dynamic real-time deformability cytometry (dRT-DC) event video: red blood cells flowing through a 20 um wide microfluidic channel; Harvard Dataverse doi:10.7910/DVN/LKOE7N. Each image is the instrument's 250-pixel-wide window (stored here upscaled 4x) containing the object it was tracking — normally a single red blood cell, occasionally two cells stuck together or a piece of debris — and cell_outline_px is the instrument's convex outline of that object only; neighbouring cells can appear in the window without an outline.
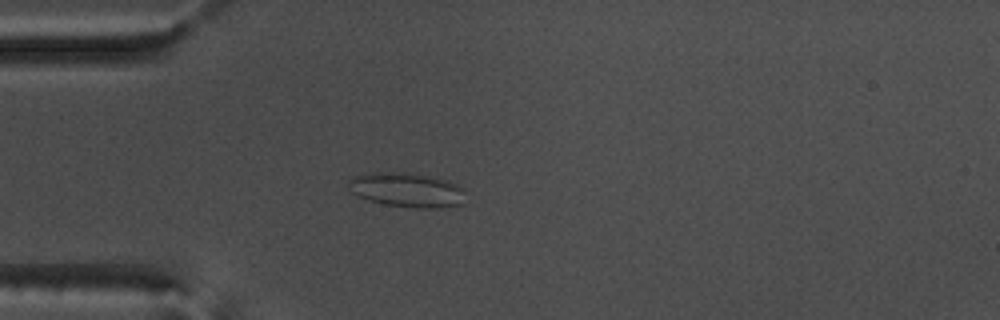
{"species": "common noctule bat (a hibernating species)", "species_latin": "Nyctalus noctula", "temperature_condition": "warm", "stored_images_in_passage": 56, "camera_frame_rate_fps": 3000, "um_per_image_px": 0.085, "animal": {"sex": "male", "body_mass_g": 17.5, "forearm_length_mm": 52.3}, "frame": {"image": 1, "passage_image": 16, "time_ms": 5.0, "image_size_px": [1000, 320], "cell_outline_px": [[464, 204], [440, 208], [412, 208], [384, 204], [368, 200], [356, 196], [348, 188], [348, 180], [356, 176], [372, 172], [392, 172], [428, 176], [448, 180], [456, 184], [464, 192]], "centroid_in_image_um": [34.57, 16.16], "position_along_channel_um": 50.4, "area_um2": 23.47}}
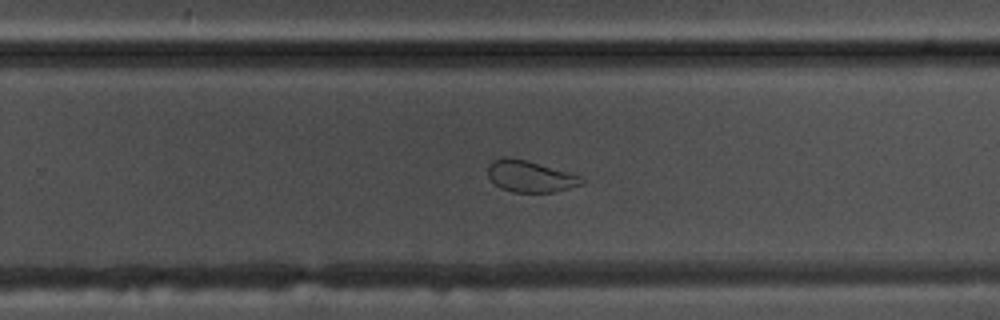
{"frame": {"image": 2, "passage_image": 36, "time_ms": 11.667, "image_size_px": [1000, 320], "cell_outline_px": [[588, 180], [584, 184], [552, 192], [512, 192], [500, 188], [488, 176], [488, 164], [492, 160], [500, 156], [512, 156], [528, 160], [580, 176]], "centroid_in_image_um": [45.04, 14.96], "position_along_channel_um": 284.8, "area_um2": 17.46}}
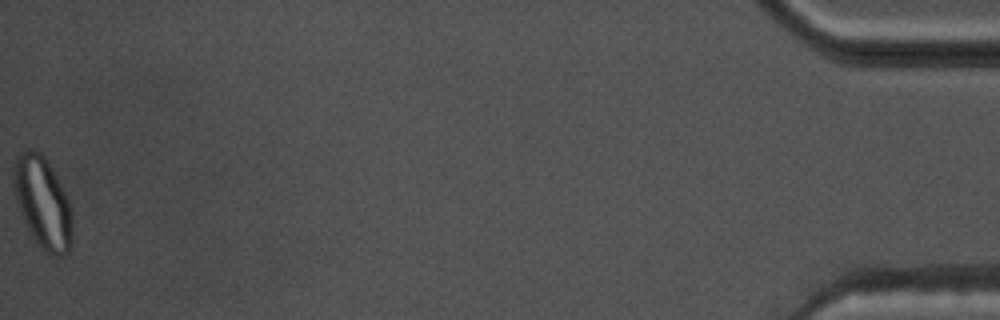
{"frame": {"image": 3, "passage_image": 56, "time_ms": 18.333, "image_size_px": [1000, 320], "cell_outline_px": [[72, 244], [68, 252], [64, 256], [56, 256], [44, 252], [32, 236], [24, 220], [16, 200], [12, 176], [16, 160], [20, 152], [28, 148], [40, 152], [44, 156], [64, 192], [68, 200], [72, 212]], "centroid_in_image_um": [3.64, 17.26], "position_along_channel_um": 431.6, "area_um2": 30.98}, "authors_computed_cell_mechanics": {"area_um2": 24.5072, "velocity_mm_per_s": 3.6902, "shape_relaxation_time_tau1_ms": null, "shape_relaxation_time_tau2_ms": 0.842, "deformation_change_tau1": null, "deformation_change_tau2": 0.0689}}